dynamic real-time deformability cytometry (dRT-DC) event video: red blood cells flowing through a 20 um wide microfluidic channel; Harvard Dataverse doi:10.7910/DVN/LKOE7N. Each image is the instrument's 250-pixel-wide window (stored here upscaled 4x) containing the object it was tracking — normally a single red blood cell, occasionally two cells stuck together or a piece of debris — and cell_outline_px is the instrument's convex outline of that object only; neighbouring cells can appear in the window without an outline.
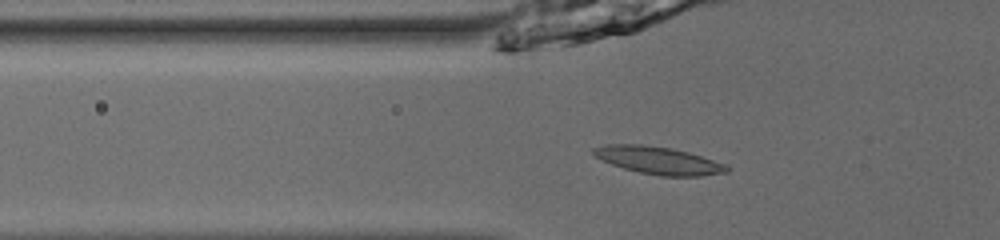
{"species": "common noctule bat (a hibernating species)", "species_latin": "Nyctalus noctula", "temperature_condition": "room temperature", "stored_images_in_passage": 53, "camera_frame_rate_fps": 3000, "um_per_image_px": 0.085, "animal": {"sex": "male", "body_mass_g": 13.0, "forearm_length_mm": 53.1}, "frame": {"image": 1, "passage_image": 20, "time_ms": 6.333, "image_size_px": [1000, 240], "cell_outline_px": [[728, 172], [700, 176], [660, 176], [640, 172], [624, 168], [600, 160], [592, 152], [592, 148], [608, 144], [640, 144], [672, 148], [688, 152], [728, 164]], "centroid_in_image_um": [55.98, 13.63], "position_along_channel_um": 69.8, "area_um2": 21.39}}
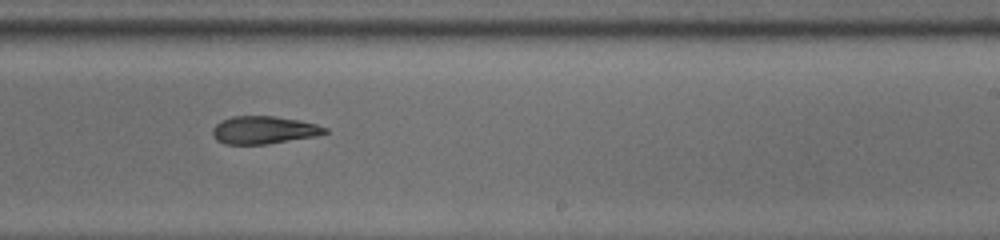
{"frame": {"image": 2, "passage_image": 35, "time_ms": 11.333, "image_size_px": [1000, 240], "cell_outline_px": [[328, 132], [312, 136], [264, 144], [224, 144], [216, 140], [212, 136], [212, 128], [220, 120], [232, 116], [276, 116], [300, 120], [316, 124], [328, 128]], "centroid_in_image_um": [22.36, 11.04], "position_along_channel_um": 266.6, "area_um2": 18.09}}
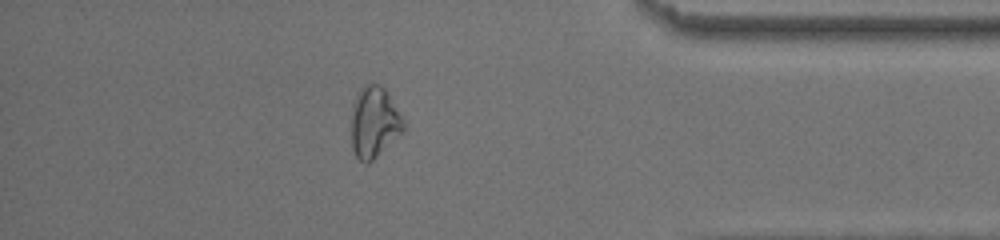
{"frame": {"image": 3, "passage_image": 47, "time_ms": 15.333, "image_size_px": [1000, 240], "cell_outline_px": [[404, 132], [368, 164], [364, 164], [356, 156], [352, 148], [352, 104], [360, 88], [368, 84], [380, 84], [384, 88], [404, 120]], "centroid_in_image_um": [31.81, 10.41], "position_along_channel_um": 403.4, "area_um2": 21.56}, "authors_computed_cell_mechanics": {"area_um2": 19.5942, "velocity_mm_per_s": 3.948, "shape_relaxation_time_tau1_ms": 7.3567, "shape_relaxation_time_tau2_ms": 3.9806, "deformation_change_tau1": 0.1692, "deformation_change_tau2": 0.1309}}